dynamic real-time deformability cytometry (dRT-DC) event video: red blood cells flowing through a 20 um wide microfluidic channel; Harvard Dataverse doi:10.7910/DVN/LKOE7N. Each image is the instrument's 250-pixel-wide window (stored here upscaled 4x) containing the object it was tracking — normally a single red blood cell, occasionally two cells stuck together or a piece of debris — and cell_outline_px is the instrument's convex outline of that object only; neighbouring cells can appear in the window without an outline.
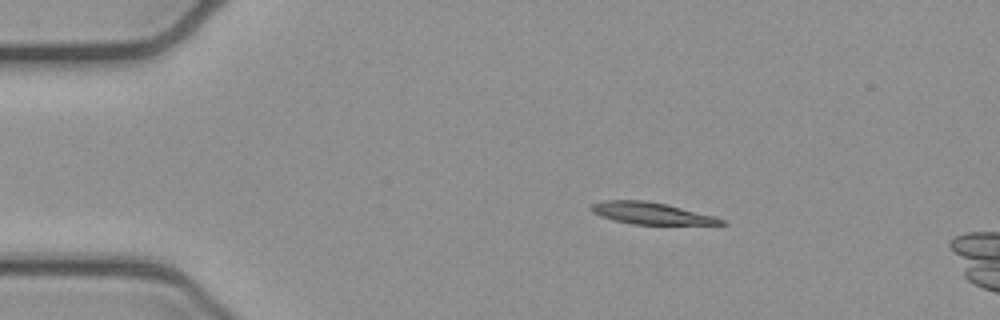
{"species": "common noctule bat (a hibernating species)", "species_latin": "Nyctalus noctula", "temperature_condition": "cold", "stored_images_in_passage": 5, "camera_frame_rate_fps": 3000, "um_per_image_px": 0.085, "animal": {"sex": "female", "body_mass_g": 21.9}, "frame": {"image": 1, "passage_image": 1, "time_ms": 0.0, "image_size_px": [1000, 320], "cell_outline_px": [[728, 224], [632, 224], [612, 220], [600, 216], [592, 212], [588, 208], [592, 204], [604, 200], [644, 200], [664, 204], [712, 216], [724, 220]], "centroid_in_image_um": [55.23, 18.13], "position_along_channel_um": 29.8, "area_um2": 16.18}}